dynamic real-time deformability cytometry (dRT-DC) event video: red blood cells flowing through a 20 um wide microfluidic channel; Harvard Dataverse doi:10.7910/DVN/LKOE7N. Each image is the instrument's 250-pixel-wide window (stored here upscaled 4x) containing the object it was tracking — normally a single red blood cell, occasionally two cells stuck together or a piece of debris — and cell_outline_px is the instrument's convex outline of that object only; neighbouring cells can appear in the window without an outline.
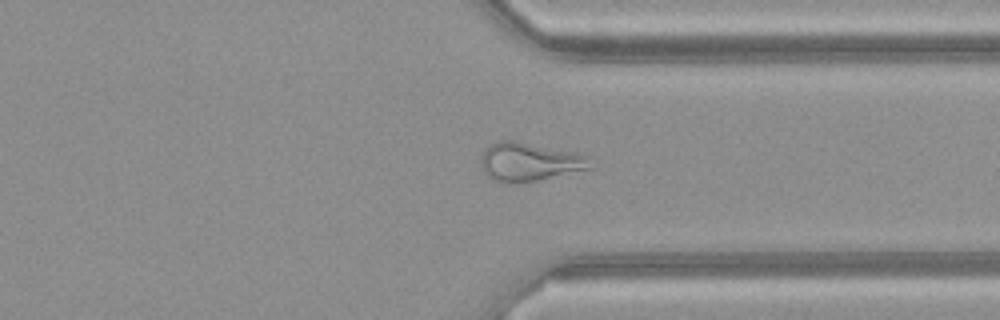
{"species": "common noctule bat (a hibernating species)", "species_latin": "Nyctalus noctula", "temperature_condition": "warm", "stored_images_in_passage": 50, "camera_frame_rate_fps": 3000, "um_per_image_px": 0.085, "animal": {"sex": "female", "body_mass_g": 21.9}, "frame": {"image": 1, "passage_image": 38, "time_ms": 12.333, "image_size_px": [1000, 320], "cell_outline_px": [[592, 168], [540, 180], [520, 184], [504, 184], [492, 180], [484, 172], [480, 164], [480, 156], [484, 148], [496, 140], [512, 140], [576, 152], [588, 156]], "centroid_in_image_um": [44.94, 13.77], "position_along_channel_um": 366.5, "area_um2": 25.14}}
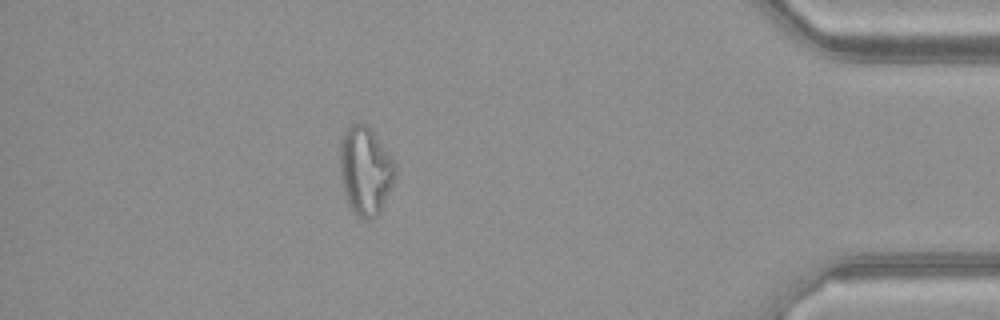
{"frame": {"image": 2, "passage_image": 44, "time_ms": 14.333, "image_size_px": [1000, 320], "cell_outline_px": [[396, 176], [380, 212], [372, 220], [364, 220], [348, 204], [344, 192], [340, 176], [340, 148], [344, 128], [352, 124], [364, 124], [372, 128], [396, 164]], "centroid_in_image_um": [31.06, 14.49], "position_along_channel_um": 404.1, "area_um2": 28.55}, "authors_computed_cell_mechanics": {"area_um2": 28.2353, "velocity_mm_per_s": 4.1924, "shape_relaxation_time_tau1_ms": null, "shape_relaxation_time_tau2_ms": 2.7741, "deformation_change_tau1": null, "deformation_change_tau2": 0.1271}}